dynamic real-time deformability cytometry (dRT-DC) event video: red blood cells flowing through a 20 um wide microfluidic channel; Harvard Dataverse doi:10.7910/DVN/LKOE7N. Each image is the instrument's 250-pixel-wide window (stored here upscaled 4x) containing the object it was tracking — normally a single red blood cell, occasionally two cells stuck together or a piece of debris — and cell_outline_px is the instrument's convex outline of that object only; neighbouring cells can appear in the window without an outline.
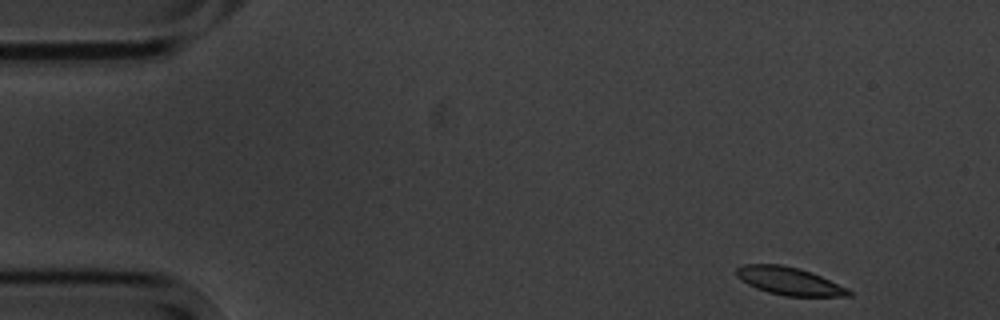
{"species": "common noctule bat (a hibernating species)", "species_latin": "Nyctalus noctula", "temperature_condition": "cold", "stored_images_in_passage": 4, "camera_frame_rate_fps": 3000, "um_per_image_px": 0.085, "animal": {"sex": "male", "body_mass_g": 20.1, "forearm_length_mm": 53.5}, "frame": {"image": 1, "passage_image": 1, "time_ms": 0.0, "image_size_px": [1000, 320], "cell_outline_px": [[852, 296], [784, 296], [768, 292], [756, 288], [740, 280], [736, 276], [736, 268], [744, 264], [780, 264], [800, 268], [812, 272], [848, 288], [852, 292]], "centroid_in_image_um": [67.08, 23.88], "position_along_channel_um": 17.9, "area_um2": 18.32}}
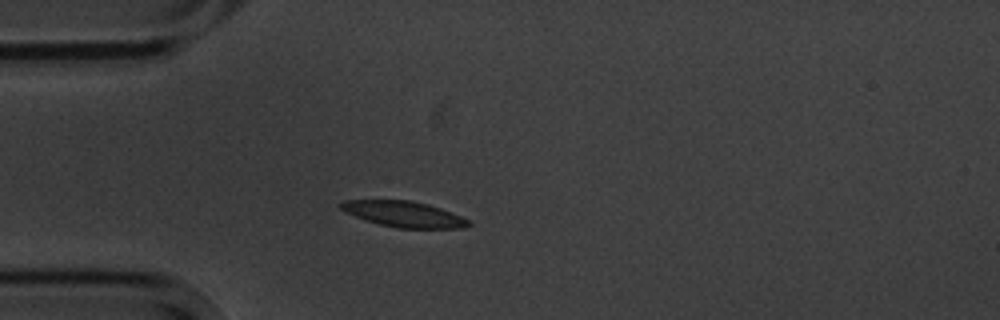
{"frame": {"image": 2, "passage_image": 4, "time_ms": 3.333, "image_size_px": [1000, 320], "cell_outline_px": [[472, 224], [464, 228], [396, 228], [364, 220], [344, 212], [340, 208], [340, 204], [344, 200], [408, 200], [428, 204], [440, 208], [460, 216], [468, 220]], "centroid_in_image_um": [34.3, 18.2], "position_along_channel_um": 50.7, "area_um2": 19.13}}